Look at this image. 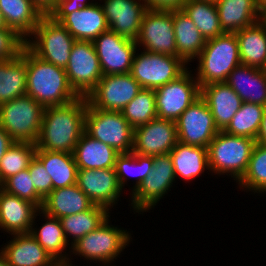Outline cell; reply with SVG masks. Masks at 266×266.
I'll use <instances>...</instances> for the list:
<instances>
[{"label": "cell", "mask_w": 266, "mask_h": 266, "mask_svg": "<svg viewBox=\"0 0 266 266\" xmlns=\"http://www.w3.org/2000/svg\"><path fill=\"white\" fill-rule=\"evenodd\" d=\"M40 209L30 201L0 187V230L7 234L30 233L35 214Z\"/></svg>", "instance_id": "20"}, {"label": "cell", "mask_w": 266, "mask_h": 266, "mask_svg": "<svg viewBox=\"0 0 266 266\" xmlns=\"http://www.w3.org/2000/svg\"><path fill=\"white\" fill-rule=\"evenodd\" d=\"M226 83L242 102L266 106V74L264 69L240 64L229 74Z\"/></svg>", "instance_id": "24"}, {"label": "cell", "mask_w": 266, "mask_h": 266, "mask_svg": "<svg viewBox=\"0 0 266 266\" xmlns=\"http://www.w3.org/2000/svg\"><path fill=\"white\" fill-rule=\"evenodd\" d=\"M0 266H10L4 256V254L0 251Z\"/></svg>", "instance_id": "53"}, {"label": "cell", "mask_w": 266, "mask_h": 266, "mask_svg": "<svg viewBox=\"0 0 266 266\" xmlns=\"http://www.w3.org/2000/svg\"><path fill=\"white\" fill-rule=\"evenodd\" d=\"M87 102L86 97H79L63 106L46 107L36 149L73 154L85 132Z\"/></svg>", "instance_id": "1"}, {"label": "cell", "mask_w": 266, "mask_h": 266, "mask_svg": "<svg viewBox=\"0 0 266 266\" xmlns=\"http://www.w3.org/2000/svg\"><path fill=\"white\" fill-rule=\"evenodd\" d=\"M135 41L139 49L147 52L179 57L173 27V11L147 9Z\"/></svg>", "instance_id": "12"}, {"label": "cell", "mask_w": 266, "mask_h": 266, "mask_svg": "<svg viewBox=\"0 0 266 266\" xmlns=\"http://www.w3.org/2000/svg\"><path fill=\"white\" fill-rule=\"evenodd\" d=\"M36 192L45 199L52 191V179L42 162L35 156L28 166Z\"/></svg>", "instance_id": "44"}, {"label": "cell", "mask_w": 266, "mask_h": 266, "mask_svg": "<svg viewBox=\"0 0 266 266\" xmlns=\"http://www.w3.org/2000/svg\"><path fill=\"white\" fill-rule=\"evenodd\" d=\"M72 260H73L72 256H70V258L67 260H55L52 266H78V265H75V263L73 265L72 262H74V260L73 261Z\"/></svg>", "instance_id": "50"}, {"label": "cell", "mask_w": 266, "mask_h": 266, "mask_svg": "<svg viewBox=\"0 0 266 266\" xmlns=\"http://www.w3.org/2000/svg\"><path fill=\"white\" fill-rule=\"evenodd\" d=\"M35 153L34 143L14 142L0 161V185L10 176L27 169Z\"/></svg>", "instance_id": "41"}, {"label": "cell", "mask_w": 266, "mask_h": 266, "mask_svg": "<svg viewBox=\"0 0 266 266\" xmlns=\"http://www.w3.org/2000/svg\"><path fill=\"white\" fill-rule=\"evenodd\" d=\"M202 1L211 2V3H216L218 0H202Z\"/></svg>", "instance_id": "55"}, {"label": "cell", "mask_w": 266, "mask_h": 266, "mask_svg": "<svg viewBox=\"0 0 266 266\" xmlns=\"http://www.w3.org/2000/svg\"><path fill=\"white\" fill-rule=\"evenodd\" d=\"M188 68L177 79L154 89L157 118L176 121L201 96V88Z\"/></svg>", "instance_id": "11"}, {"label": "cell", "mask_w": 266, "mask_h": 266, "mask_svg": "<svg viewBox=\"0 0 266 266\" xmlns=\"http://www.w3.org/2000/svg\"><path fill=\"white\" fill-rule=\"evenodd\" d=\"M26 40L9 27L0 28V61H9L21 55Z\"/></svg>", "instance_id": "43"}, {"label": "cell", "mask_w": 266, "mask_h": 266, "mask_svg": "<svg viewBox=\"0 0 266 266\" xmlns=\"http://www.w3.org/2000/svg\"><path fill=\"white\" fill-rule=\"evenodd\" d=\"M188 68L179 57L150 53L138 48L130 74L142 88L156 89L177 79Z\"/></svg>", "instance_id": "9"}, {"label": "cell", "mask_w": 266, "mask_h": 266, "mask_svg": "<svg viewBox=\"0 0 266 266\" xmlns=\"http://www.w3.org/2000/svg\"><path fill=\"white\" fill-rule=\"evenodd\" d=\"M27 69L25 60L19 56L0 61V105L26 95Z\"/></svg>", "instance_id": "35"}, {"label": "cell", "mask_w": 266, "mask_h": 266, "mask_svg": "<svg viewBox=\"0 0 266 266\" xmlns=\"http://www.w3.org/2000/svg\"><path fill=\"white\" fill-rule=\"evenodd\" d=\"M110 216L96 229L71 246V255L84 258L87 263L111 265L132 241V234L124 228L112 225ZM127 246V247H126ZM90 261V262H88Z\"/></svg>", "instance_id": "5"}, {"label": "cell", "mask_w": 266, "mask_h": 266, "mask_svg": "<svg viewBox=\"0 0 266 266\" xmlns=\"http://www.w3.org/2000/svg\"><path fill=\"white\" fill-rule=\"evenodd\" d=\"M35 156L51 177L52 190L76 184L78 169L73 154L36 149Z\"/></svg>", "instance_id": "33"}, {"label": "cell", "mask_w": 266, "mask_h": 266, "mask_svg": "<svg viewBox=\"0 0 266 266\" xmlns=\"http://www.w3.org/2000/svg\"><path fill=\"white\" fill-rule=\"evenodd\" d=\"M201 97L211 110L219 130H224L228 126L242 104L241 98L226 82L202 86Z\"/></svg>", "instance_id": "22"}, {"label": "cell", "mask_w": 266, "mask_h": 266, "mask_svg": "<svg viewBox=\"0 0 266 266\" xmlns=\"http://www.w3.org/2000/svg\"><path fill=\"white\" fill-rule=\"evenodd\" d=\"M173 183H176V177L170 155H154L152 172L128 198L134 214H143L155 208L171 191Z\"/></svg>", "instance_id": "10"}, {"label": "cell", "mask_w": 266, "mask_h": 266, "mask_svg": "<svg viewBox=\"0 0 266 266\" xmlns=\"http://www.w3.org/2000/svg\"><path fill=\"white\" fill-rule=\"evenodd\" d=\"M65 71L71 87L80 97H86L96 87L103 73L93 41H75Z\"/></svg>", "instance_id": "13"}, {"label": "cell", "mask_w": 266, "mask_h": 266, "mask_svg": "<svg viewBox=\"0 0 266 266\" xmlns=\"http://www.w3.org/2000/svg\"><path fill=\"white\" fill-rule=\"evenodd\" d=\"M85 133L119 153L132 152L134 129L121 112L96 109L87 102Z\"/></svg>", "instance_id": "8"}, {"label": "cell", "mask_w": 266, "mask_h": 266, "mask_svg": "<svg viewBox=\"0 0 266 266\" xmlns=\"http://www.w3.org/2000/svg\"><path fill=\"white\" fill-rule=\"evenodd\" d=\"M147 9L177 11L182 10L187 0H141Z\"/></svg>", "instance_id": "46"}, {"label": "cell", "mask_w": 266, "mask_h": 266, "mask_svg": "<svg viewBox=\"0 0 266 266\" xmlns=\"http://www.w3.org/2000/svg\"><path fill=\"white\" fill-rule=\"evenodd\" d=\"M103 75L130 73L138 49L135 40L108 30L93 41Z\"/></svg>", "instance_id": "16"}, {"label": "cell", "mask_w": 266, "mask_h": 266, "mask_svg": "<svg viewBox=\"0 0 266 266\" xmlns=\"http://www.w3.org/2000/svg\"><path fill=\"white\" fill-rule=\"evenodd\" d=\"M237 184L244 192L266 194V144L256 142L247 170Z\"/></svg>", "instance_id": "39"}, {"label": "cell", "mask_w": 266, "mask_h": 266, "mask_svg": "<svg viewBox=\"0 0 266 266\" xmlns=\"http://www.w3.org/2000/svg\"><path fill=\"white\" fill-rule=\"evenodd\" d=\"M256 5L259 12H261L264 8H266V0H256Z\"/></svg>", "instance_id": "52"}, {"label": "cell", "mask_w": 266, "mask_h": 266, "mask_svg": "<svg viewBox=\"0 0 266 266\" xmlns=\"http://www.w3.org/2000/svg\"><path fill=\"white\" fill-rule=\"evenodd\" d=\"M89 266H90V265H89ZM100 266H102V264H101ZM103 266H110V265H103ZM111 266H116V265L114 264V265H111Z\"/></svg>", "instance_id": "56"}, {"label": "cell", "mask_w": 266, "mask_h": 266, "mask_svg": "<svg viewBox=\"0 0 266 266\" xmlns=\"http://www.w3.org/2000/svg\"><path fill=\"white\" fill-rule=\"evenodd\" d=\"M88 1V2H87ZM95 0H57L55 7L48 13L55 21L61 22L68 14L90 6Z\"/></svg>", "instance_id": "45"}, {"label": "cell", "mask_w": 266, "mask_h": 266, "mask_svg": "<svg viewBox=\"0 0 266 266\" xmlns=\"http://www.w3.org/2000/svg\"><path fill=\"white\" fill-rule=\"evenodd\" d=\"M153 168V156L140 155L137 153H119L116 157L115 171L119 185L124 191L125 185L128 186L127 181H130V177H134L132 180L133 186L131 187L130 194L136 190L142 181L152 172ZM130 175V176H129ZM135 181V182H134Z\"/></svg>", "instance_id": "36"}, {"label": "cell", "mask_w": 266, "mask_h": 266, "mask_svg": "<svg viewBox=\"0 0 266 266\" xmlns=\"http://www.w3.org/2000/svg\"><path fill=\"white\" fill-rule=\"evenodd\" d=\"M110 213L106 207L94 204L84 212L61 217L59 220L69 245L72 246L80 238L96 230L110 216Z\"/></svg>", "instance_id": "34"}, {"label": "cell", "mask_w": 266, "mask_h": 266, "mask_svg": "<svg viewBox=\"0 0 266 266\" xmlns=\"http://www.w3.org/2000/svg\"><path fill=\"white\" fill-rule=\"evenodd\" d=\"M197 59L195 78L200 88L210 83L226 82L229 74L241 64L235 33H224L208 39Z\"/></svg>", "instance_id": "3"}, {"label": "cell", "mask_w": 266, "mask_h": 266, "mask_svg": "<svg viewBox=\"0 0 266 266\" xmlns=\"http://www.w3.org/2000/svg\"><path fill=\"white\" fill-rule=\"evenodd\" d=\"M241 64L259 69L266 68V28L258 21L235 33Z\"/></svg>", "instance_id": "32"}, {"label": "cell", "mask_w": 266, "mask_h": 266, "mask_svg": "<svg viewBox=\"0 0 266 266\" xmlns=\"http://www.w3.org/2000/svg\"><path fill=\"white\" fill-rule=\"evenodd\" d=\"M266 106L242 102L228 126L223 130L228 134L256 140Z\"/></svg>", "instance_id": "38"}, {"label": "cell", "mask_w": 266, "mask_h": 266, "mask_svg": "<svg viewBox=\"0 0 266 266\" xmlns=\"http://www.w3.org/2000/svg\"><path fill=\"white\" fill-rule=\"evenodd\" d=\"M44 107L24 95L0 105V126L15 142L36 143Z\"/></svg>", "instance_id": "6"}, {"label": "cell", "mask_w": 266, "mask_h": 266, "mask_svg": "<svg viewBox=\"0 0 266 266\" xmlns=\"http://www.w3.org/2000/svg\"><path fill=\"white\" fill-rule=\"evenodd\" d=\"M215 4L224 33H236L259 21L256 0H218Z\"/></svg>", "instance_id": "29"}, {"label": "cell", "mask_w": 266, "mask_h": 266, "mask_svg": "<svg viewBox=\"0 0 266 266\" xmlns=\"http://www.w3.org/2000/svg\"><path fill=\"white\" fill-rule=\"evenodd\" d=\"M141 89L130 73L103 75L86 98L93 108L121 112Z\"/></svg>", "instance_id": "15"}, {"label": "cell", "mask_w": 266, "mask_h": 266, "mask_svg": "<svg viewBox=\"0 0 266 266\" xmlns=\"http://www.w3.org/2000/svg\"><path fill=\"white\" fill-rule=\"evenodd\" d=\"M178 141L193 146L208 148L220 131L206 101L200 96L175 121Z\"/></svg>", "instance_id": "14"}, {"label": "cell", "mask_w": 266, "mask_h": 266, "mask_svg": "<svg viewBox=\"0 0 266 266\" xmlns=\"http://www.w3.org/2000/svg\"><path fill=\"white\" fill-rule=\"evenodd\" d=\"M106 16L109 30L136 40L147 10L141 0H98ZM103 1V2H102Z\"/></svg>", "instance_id": "19"}, {"label": "cell", "mask_w": 266, "mask_h": 266, "mask_svg": "<svg viewBox=\"0 0 266 266\" xmlns=\"http://www.w3.org/2000/svg\"><path fill=\"white\" fill-rule=\"evenodd\" d=\"M26 63V95L44 108L69 104L80 96L71 87L66 71L36 56L27 46L20 55Z\"/></svg>", "instance_id": "2"}, {"label": "cell", "mask_w": 266, "mask_h": 266, "mask_svg": "<svg viewBox=\"0 0 266 266\" xmlns=\"http://www.w3.org/2000/svg\"><path fill=\"white\" fill-rule=\"evenodd\" d=\"M76 184L95 205L110 211L123 193L115 168L77 170Z\"/></svg>", "instance_id": "18"}, {"label": "cell", "mask_w": 266, "mask_h": 266, "mask_svg": "<svg viewBox=\"0 0 266 266\" xmlns=\"http://www.w3.org/2000/svg\"><path fill=\"white\" fill-rule=\"evenodd\" d=\"M256 140L231 135L220 130L209 143L208 160L210 175H227L236 183L247 170Z\"/></svg>", "instance_id": "4"}, {"label": "cell", "mask_w": 266, "mask_h": 266, "mask_svg": "<svg viewBox=\"0 0 266 266\" xmlns=\"http://www.w3.org/2000/svg\"><path fill=\"white\" fill-rule=\"evenodd\" d=\"M123 117L135 129L157 118L154 89L142 88L121 111Z\"/></svg>", "instance_id": "40"}, {"label": "cell", "mask_w": 266, "mask_h": 266, "mask_svg": "<svg viewBox=\"0 0 266 266\" xmlns=\"http://www.w3.org/2000/svg\"><path fill=\"white\" fill-rule=\"evenodd\" d=\"M34 4L42 11L48 14L56 5L57 0H32Z\"/></svg>", "instance_id": "48"}, {"label": "cell", "mask_w": 266, "mask_h": 266, "mask_svg": "<svg viewBox=\"0 0 266 266\" xmlns=\"http://www.w3.org/2000/svg\"><path fill=\"white\" fill-rule=\"evenodd\" d=\"M75 41L60 22L44 14L26 40V46L42 60L65 69Z\"/></svg>", "instance_id": "7"}, {"label": "cell", "mask_w": 266, "mask_h": 266, "mask_svg": "<svg viewBox=\"0 0 266 266\" xmlns=\"http://www.w3.org/2000/svg\"><path fill=\"white\" fill-rule=\"evenodd\" d=\"M11 240L1 245L10 266H52L55 259L38 243L31 233L12 234ZM13 238V239H12Z\"/></svg>", "instance_id": "21"}, {"label": "cell", "mask_w": 266, "mask_h": 266, "mask_svg": "<svg viewBox=\"0 0 266 266\" xmlns=\"http://www.w3.org/2000/svg\"><path fill=\"white\" fill-rule=\"evenodd\" d=\"M176 179L195 180L205 171L210 172L208 149L177 142L169 153ZM178 177V178H177Z\"/></svg>", "instance_id": "27"}, {"label": "cell", "mask_w": 266, "mask_h": 266, "mask_svg": "<svg viewBox=\"0 0 266 266\" xmlns=\"http://www.w3.org/2000/svg\"><path fill=\"white\" fill-rule=\"evenodd\" d=\"M4 27L6 26H5V22H4V19L2 16L1 10H0V28H4Z\"/></svg>", "instance_id": "54"}, {"label": "cell", "mask_w": 266, "mask_h": 266, "mask_svg": "<svg viewBox=\"0 0 266 266\" xmlns=\"http://www.w3.org/2000/svg\"><path fill=\"white\" fill-rule=\"evenodd\" d=\"M38 216L44 218V223L40 227H35ZM30 233L55 260H67L70 258L71 246L65 238L58 218L51 217L39 210L35 214ZM66 248H69V250Z\"/></svg>", "instance_id": "30"}, {"label": "cell", "mask_w": 266, "mask_h": 266, "mask_svg": "<svg viewBox=\"0 0 266 266\" xmlns=\"http://www.w3.org/2000/svg\"><path fill=\"white\" fill-rule=\"evenodd\" d=\"M0 187L7 193L30 201L41 209L44 199L36 192L28 168L7 178Z\"/></svg>", "instance_id": "42"}, {"label": "cell", "mask_w": 266, "mask_h": 266, "mask_svg": "<svg viewBox=\"0 0 266 266\" xmlns=\"http://www.w3.org/2000/svg\"><path fill=\"white\" fill-rule=\"evenodd\" d=\"M259 21L265 26L266 28V8H264L259 15Z\"/></svg>", "instance_id": "51"}, {"label": "cell", "mask_w": 266, "mask_h": 266, "mask_svg": "<svg viewBox=\"0 0 266 266\" xmlns=\"http://www.w3.org/2000/svg\"><path fill=\"white\" fill-rule=\"evenodd\" d=\"M182 10L189 16L206 40L224 34L215 3L187 0Z\"/></svg>", "instance_id": "37"}, {"label": "cell", "mask_w": 266, "mask_h": 266, "mask_svg": "<svg viewBox=\"0 0 266 266\" xmlns=\"http://www.w3.org/2000/svg\"><path fill=\"white\" fill-rule=\"evenodd\" d=\"M257 143L266 144V108L264 111L263 119L261 121L260 129L256 138Z\"/></svg>", "instance_id": "49"}, {"label": "cell", "mask_w": 266, "mask_h": 266, "mask_svg": "<svg viewBox=\"0 0 266 266\" xmlns=\"http://www.w3.org/2000/svg\"><path fill=\"white\" fill-rule=\"evenodd\" d=\"M177 142L176 123L156 118L134 129L132 151L147 156L169 154Z\"/></svg>", "instance_id": "17"}, {"label": "cell", "mask_w": 266, "mask_h": 266, "mask_svg": "<svg viewBox=\"0 0 266 266\" xmlns=\"http://www.w3.org/2000/svg\"><path fill=\"white\" fill-rule=\"evenodd\" d=\"M75 40L94 41L109 30L106 16L98 2L68 14L60 22Z\"/></svg>", "instance_id": "23"}, {"label": "cell", "mask_w": 266, "mask_h": 266, "mask_svg": "<svg viewBox=\"0 0 266 266\" xmlns=\"http://www.w3.org/2000/svg\"><path fill=\"white\" fill-rule=\"evenodd\" d=\"M14 142L15 141L10 137V135L0 126V161L5 152Z\"/></svg>", "instance_id": "47"}, {"label": "cell", "mask_w": 266, "mask_h": 266, "mask_svg": "<svg viewBox=\"0 0 266 266\" xmlns=\"http://www.w3.org/2000/svg\"><path fill=\"white\" fill-rule=\"evenodd\" d=\"M94 203L83 193L77 184L57 188L44 199L41 211L60 219L61 217L89 210Z\"/></svg>", "instance_id": "25"}, {"label": "cell", "mask_w": 266, "mask_h": 266, "mask_svg": "<svg viewBox=\"0 0 266 266\" xmlns=\"http://www.w3.org/2000/svg\"><path fill=\"white\" fill-rule=\"evenodd\" d=\"M173 27L177 54L187 65H191L192 61L196 62L207 40L183 10L173 11Z\"/></svg>", "instance_id": "31"}, {"label": "cell", "mask_w": 266, "mask_h": 266, "mask_svg": "<svg viewBox=\"0 0 266 266\" xmlns=\"http://www.w3.org/2000/svg\"><path fill=\"white\" fill-rule=\"evenodd\" d=\"M119 152L109 145L93 139L85 132L82 134L73 152L78 170L115 168Z\"/></svg>", "instance_id": "28"}, {"label": "cell", "mask_w": 266, "mask_h": 266, "mask_svg": "<svg viewBox=\"0 0 266 266\" xmlns=\"http://www.w3.org/2000/svg\"><path fill=\"white\" fill-rule=\"evenodd\" d=\"M0 10L5 26L25 40L33 34L44 15L32 0H0Z\"/></svg>", "instance_id": "26"}]
</instances>
